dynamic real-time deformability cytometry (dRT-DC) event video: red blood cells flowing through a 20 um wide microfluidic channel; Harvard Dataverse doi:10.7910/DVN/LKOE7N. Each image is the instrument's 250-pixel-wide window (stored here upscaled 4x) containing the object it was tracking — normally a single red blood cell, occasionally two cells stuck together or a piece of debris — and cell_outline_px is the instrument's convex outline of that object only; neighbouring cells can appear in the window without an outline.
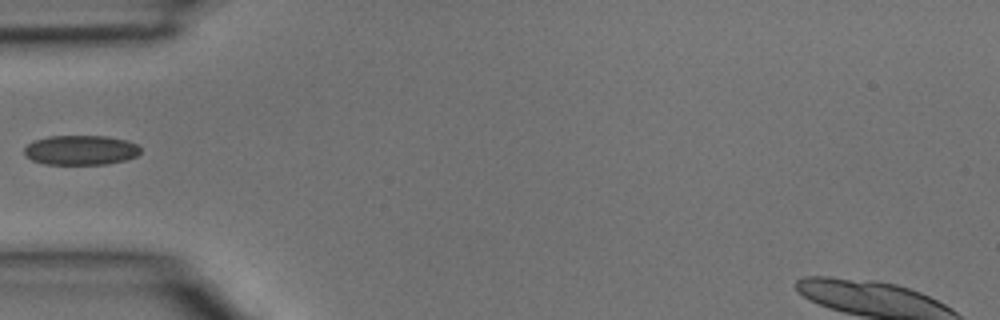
{"species": "common noctule bat (a hibernating species)", "species_latin": "Nyctalus noctula", "temperature_condition": "room temperature", "stored_images_in_passage": 1, "camera_frame_rate_fps": 3000, "um_per_image_px": 0.085, "animal": {"sex": "male", "body_mass_g": 15.6}, "frame": {"image": 1, "passage_image": 1, "time_ms": 0.0, "image_size_px": [1000, 320], "cell_outline_px": [[140, 152], [136, 156], [124, 160], [104, 164], [44, 164], [32, 160], [24, 156], [24, 148], [32, 140], [48, 136], [108, 136], [128, 140], [136, 144], [140, 148]], "centroid_in_image_um": [6.83, 12.75], "position_along_channel_um": 78.2, "area_um2": 20.23}}